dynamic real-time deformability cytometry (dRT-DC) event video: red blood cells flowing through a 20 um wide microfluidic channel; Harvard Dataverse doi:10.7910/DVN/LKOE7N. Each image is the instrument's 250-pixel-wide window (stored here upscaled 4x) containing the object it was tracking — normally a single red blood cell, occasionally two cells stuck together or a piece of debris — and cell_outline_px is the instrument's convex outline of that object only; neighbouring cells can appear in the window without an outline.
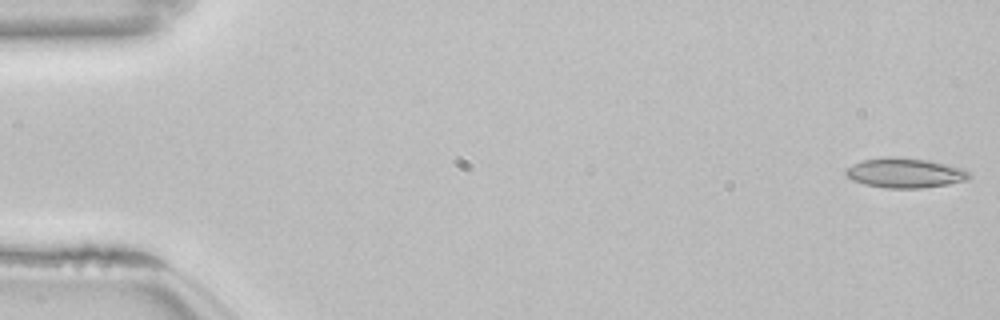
{"species": "common noctule bat (a hibernating species)", "species_latin": "Nyctalus noctula", "temperature_condition": "room temperature", "stored_images_in_passage": 53, "camera_frame_rate_fps": 3000, "um_per_image_px": 0.085, "animal": {"sex": "female", "body_mass_g": 22.7, "forearm_length_mm": 54.2}, "frame": {"image": 1, "passage_image": 1, "time_ms": 0.0, "image_size_px": [1000, 320], "cell_outline_px": [[972, 176], [968, 180], [948, 184], [920, 188], [884, 188], [864, 184], [852, 180], [844, 172], [844, 168], [852, 164], [864, 160], [888, 156], [892, 156], [928, 160], [964, 168]], "centroid_in_image_um": [76.92, 14.7], "position_along_channel_um": 8.1, "area_um2": 21.56}}
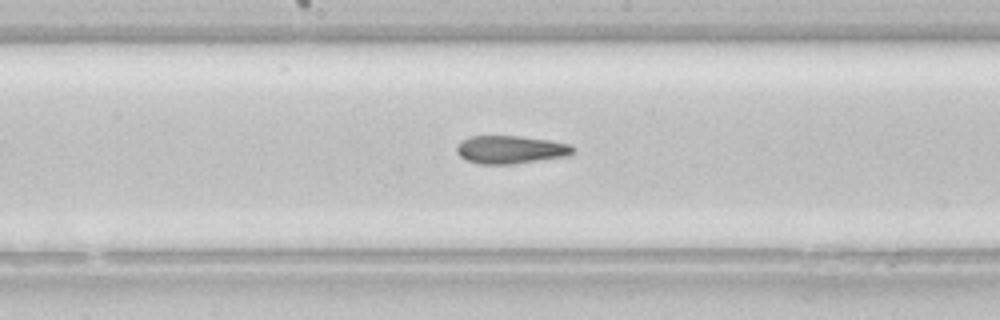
{"frame": {"image": 2, "passage_image": 28, "time_ms": 9.0, "image_size_px": [1000, 320], "cell_outline_px": [[572, 152], [568, 156], [512, 164], [480, 164], [468, 160], [460, 156], [456, 152], [456, 144], [460, 140], [468, 136], [520, 136], [548, 140], [572, 144]], "centroid_in_image_um": [43.35, 12.71], "position_along_channel_um": 204.8, "area_um2": 19.02}}
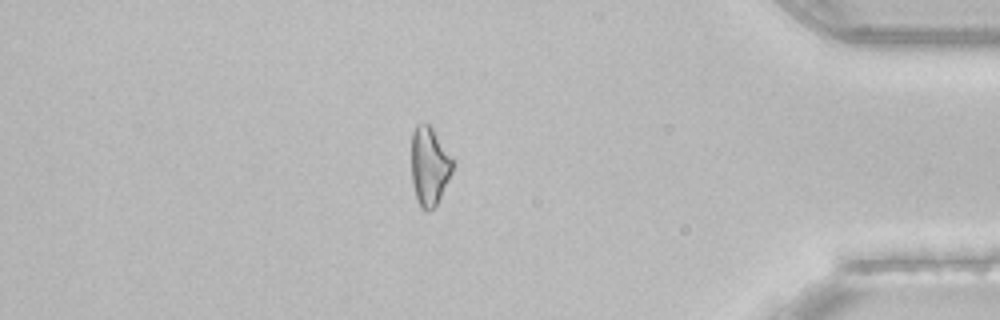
{"frame": {"image": 3, "passage_image": 46, "time_ms": 15.0, "image_size_px": [1000, 320], "cell_outline_px": [[456, 164], [436, 204], [428, 212], [424, 212], [420, 208], [416, 200], [412, 180], [412, 132], [416, 124], [428, 124], [432, 128], [452, 156]], "centroid_in_image_um": [36.5, 14.13], "position_along_channel_um": 398.7, "area_um2": 18.96}, "authors_computed_cell_mechanics": {"area_um2": 19.652, "velocity_mm_per_s": 3.8546, "shape_relaxation_time_tau1_ms": null, "shape_relaxation_time_tau2_ms": 3.9793, "deformation_change_tau1": null, "deformation_change_tau2": 0.1386}}